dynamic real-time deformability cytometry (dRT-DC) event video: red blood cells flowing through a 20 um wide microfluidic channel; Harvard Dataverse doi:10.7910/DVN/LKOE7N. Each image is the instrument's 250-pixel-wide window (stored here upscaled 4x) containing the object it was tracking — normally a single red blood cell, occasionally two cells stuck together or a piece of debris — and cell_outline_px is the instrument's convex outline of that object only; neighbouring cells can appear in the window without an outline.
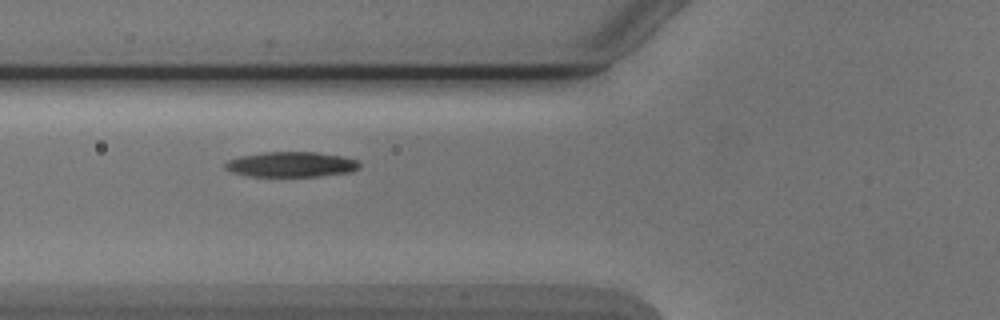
{"species": "Egyptian fruit bat (a non-hibernating species)", "species_latin": "Rousettus aegyptiacus", "temperature_condition": "cold", "stored_images_in_passage": 4, "camera_frame_rate_fps": 3000, "um_per_image_px": 0.085, "animal": {"sex": "male"}, "frame": {"image": 1, "passage_image": 3, "time_ms": 2.333, "image_size_px": [1000, 320], "cell_outline_px": [[360, 168], [352, 172], [316, 176], [248, 176], [232, 172], [224, 168], [224, 164], [228, 160], [240, 156], [264, 152], [316, 152], [340, 156], [356, 160], [360, 164]], "centroid_in_image_um": [24.73, 13.97], "position_along_channel_um": 101.1, "area_um2": 19.65}}
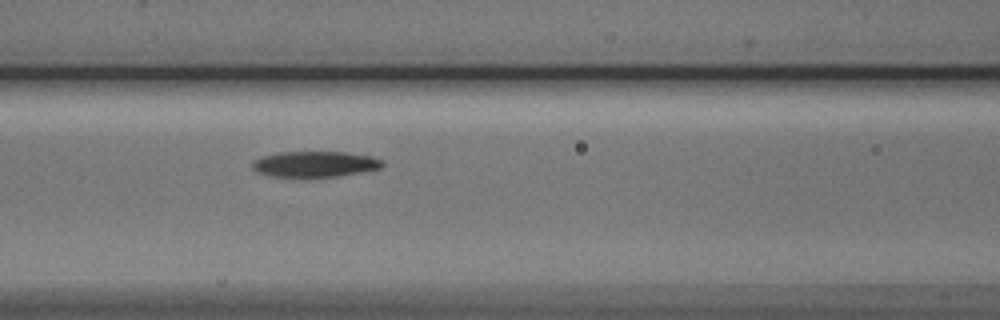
{"frame": {"image": 2, "passage_image": 4, "time_ms": 3.333, "image_size_px": [1000, 320], "cell_outline_px": [[384, 164], [380, 168], [360, 172], [336, 176], [308, 180], [304, 180], [268, 176], [256, 172], [252, 168], [252, 160], [260, 156], [280, 152], [344, 152], [372, 156], [384, 160]], "centroid_in_image_um": [26.68, 13.99], "position_along_channel_um": 139.9, "area_um2": 20.52}}